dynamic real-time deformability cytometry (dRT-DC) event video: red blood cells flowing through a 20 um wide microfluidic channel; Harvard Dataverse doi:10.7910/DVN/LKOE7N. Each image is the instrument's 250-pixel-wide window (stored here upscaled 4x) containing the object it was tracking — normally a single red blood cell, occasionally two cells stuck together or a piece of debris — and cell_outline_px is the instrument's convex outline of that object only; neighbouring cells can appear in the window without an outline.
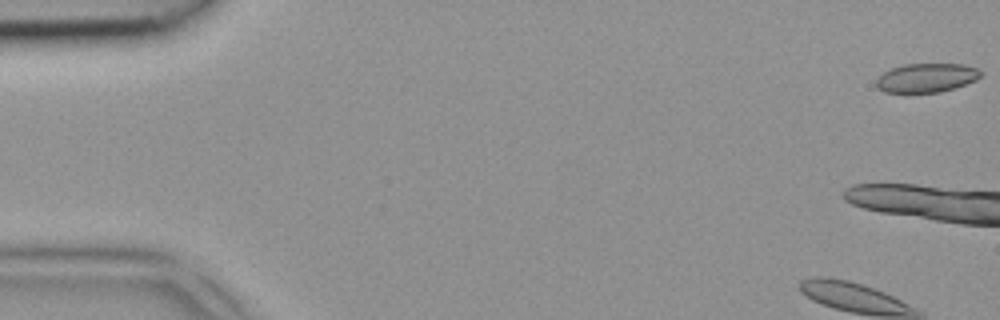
{"species": "common noctule bat (a hibernating species)", "species_latin": "Nyctalus noctula", "temperature_condition": "room temperature", "stored_images_in_passage": 4, "camera_frame_rate_fps": 3000, "um_per_image_px": 0.085, "animal": {"sex": "female", "body_mass_g": 18.4}, "frame": {"image": 1, "passage_image": 1, "time_ms": 0.0, "image_size_px": [1000, 320], "cell_outline_px": [[980, 76], [976, 80], [956, 88], [940, 92], [884, 92], [876, 84], [876, 80], [884, 72], [892, 68], [904, 64], [964, 64], [976, 68], [980, 72]], "centroid_in_image_um": [78.77, 6.61], "position_along_channel_um": 6.2, "area_um2": 17.46}}